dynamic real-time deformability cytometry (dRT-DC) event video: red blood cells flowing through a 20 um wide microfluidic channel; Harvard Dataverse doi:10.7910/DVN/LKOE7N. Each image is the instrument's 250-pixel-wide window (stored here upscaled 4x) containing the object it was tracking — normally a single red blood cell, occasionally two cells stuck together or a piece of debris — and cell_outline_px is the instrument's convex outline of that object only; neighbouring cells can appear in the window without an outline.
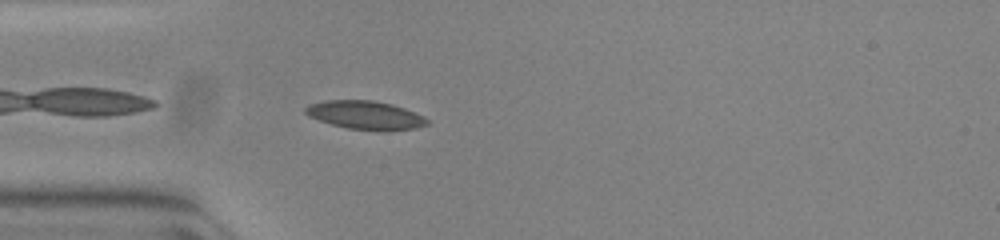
{"species": "common noctule bat (a hibernating species)", "species_latin": "Nyctalus noctula", "temperature_condition": "warm", "stored_images_in_passage": 40, "camera_frame_rate_fps": 3000, "um_per_image_px": 0.085, "animal": {"sex": "female", "body_mass_g": 23.0, "forearm_length_mm": 53.4}, "frame": {"image": 1, "passage_image": 2, "time_ms": 0.333, "image_size_px": [1000, 240], "cell_outline_px": [[428, 124], [416, 128], [348, 128], [332, 124], [308, 116], [304, 112], [304, 108], [308, 104], [328, 100], [372, 100], [392, 104], [404, 108], [424, 116], [428, 120]], "centroid_in_image_um": [30.99, 9.73], "position_along_channel_um": 54.0, "area_um2": 19.36}}
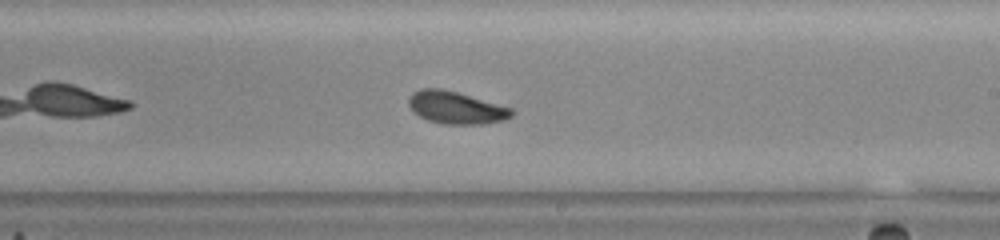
{"frame": {"image": 2, "passage_image": 18, "time_ms": 5.667, "image_size_px": [1000, 240], "cell_outline_px": [[512, 116], [504, 120], [484, 124], [444, 124], [428, 120], [420, 116], [408, 104], [408, 100], [412, 92], [420, 88], [440, 88], [456, 92], [512, 108]], "centroid_in_image_um": [38.75, 9.15], "position_along_channel_um": 250.3, "area_um2": 19.19}}
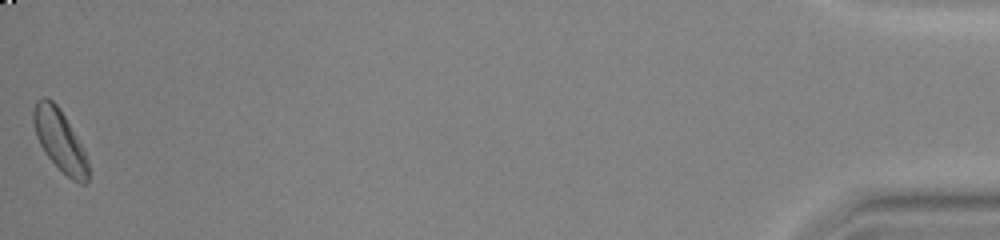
{"frame": {"image": 3, "passage_image": 40, "time_ms": 13.0, "image_size_px": [1000, 240], "cell_outline_px": [[88, 180], [84, 184], [80, 184], [72, 180], [44, 152], [36, 136], [32, 120], [32, 112], [36, 100], [44, 96], [52, 100], [60, 108], [76, 136], [84, 152], [88, 164]], "centroid_in_image_um": [5.05, 11.89], "position_along_channel_um": 430.2, "area_um2": 19.31}, "authors_computed_cell_mechanics": {"area_um2": 19.0162, "velocity_mm_per_s": 3.8272, "shape_relaxation_time_tau1_ms": null, "shape_relaxation_time_tau2_ms": 2.73, "deformation_change_tau1": null, "deformation_change_tau2": 0.0887}}